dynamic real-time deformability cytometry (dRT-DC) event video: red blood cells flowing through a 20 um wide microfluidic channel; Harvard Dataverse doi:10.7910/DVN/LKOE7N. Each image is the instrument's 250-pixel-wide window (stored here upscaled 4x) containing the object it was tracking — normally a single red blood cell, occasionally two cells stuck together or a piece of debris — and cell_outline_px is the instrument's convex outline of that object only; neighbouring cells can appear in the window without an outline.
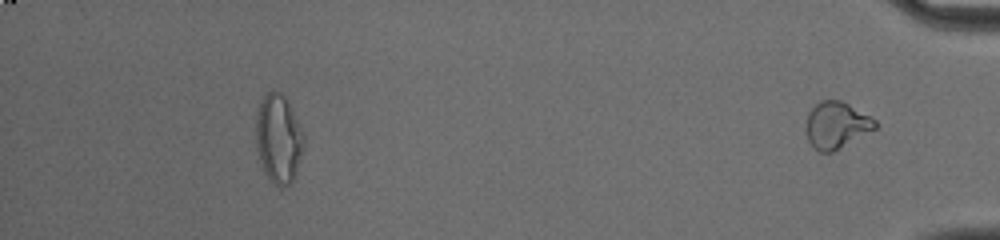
{"species": "common noctule bat (a hibernating species)", "species_latin": "Nyctalus noctula", "temperature_condition": "cold", "stored_images_in_passage": 49, "segment_of_instrument_passage": [2, 2], "camera_frame_rate_fps": 3000, "um_per_image_px": 0.085, "animal": {"sex": "male", "body_mass_g": 20.0, "forearm_length_mm": 53.3}, "frame": {"image": 1, "passage_image": 49, "time_ms": 16.0, "image_size_px": [1000, 240], "cell_outline_px": [[880, 124], [876, 128], [832, 152], [820, 152], [808, 140], [804, 128], [808, 112], [820, 100], [840, 100], [848, 104], [876, 120]], "centroid_in_image_um": [71.07, 10.62], "position_along_channel_um": 364.1, "area_um2": 18.67}}